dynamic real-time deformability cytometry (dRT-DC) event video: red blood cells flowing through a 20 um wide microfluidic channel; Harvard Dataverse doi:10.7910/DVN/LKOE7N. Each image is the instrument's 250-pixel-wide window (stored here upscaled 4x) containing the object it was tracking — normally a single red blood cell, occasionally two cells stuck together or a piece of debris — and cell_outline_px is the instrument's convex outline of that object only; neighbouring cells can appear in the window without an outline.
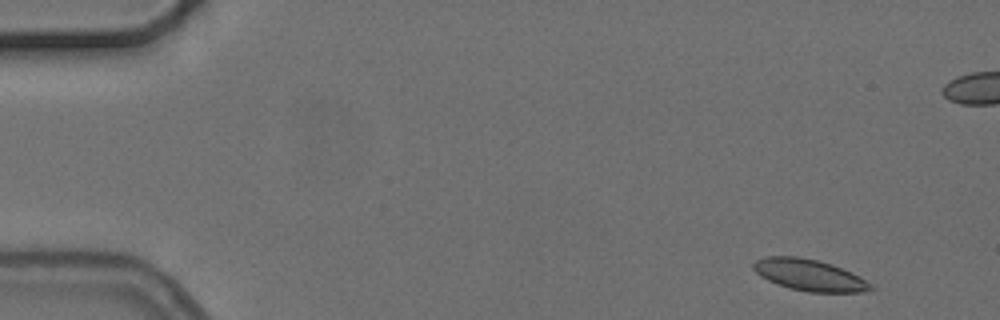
{"species": "common noctule bat (a hibernating species)", "species_latin": "Nyctalus noctula", "temperature_condition": "cold", "stored_images_in_passage": 5, "camera_frame_rate_fps": 3000, "um_per_image_px": 0.085, "animal": {"sex": "female", "body_mass_g": 24.6, "forearm_length_mm": 56.2}, "frame": {"image": 1, "passage_image": 1, "time_ms": 0.0, "image_size_px": [1000, 320], "cell_outline_px": [[876, 288], [860, 292], [808, 292], [788, 288], [768, 280], [760, 276], [752, 268], [752, 264], [756, 260], [768, 256], [800, 256], [832, 264], [852, 272], [860, 276], [872, 284]], "centroid_in_image_um": [68.8, 23.38], "position_along_channel_um": 16.2, "area_um2": 21.62}}